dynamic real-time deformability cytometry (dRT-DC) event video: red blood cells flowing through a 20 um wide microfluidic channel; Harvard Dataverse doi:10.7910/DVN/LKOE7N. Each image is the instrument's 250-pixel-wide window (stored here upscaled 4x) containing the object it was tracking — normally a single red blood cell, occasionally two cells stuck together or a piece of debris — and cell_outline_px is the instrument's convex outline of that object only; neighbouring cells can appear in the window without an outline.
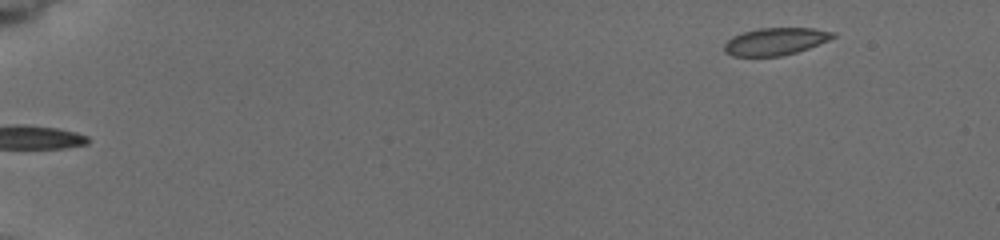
{"species": "common noctule bat (a hibernating species)", "species_latin": "Nyctalus noctula", "temperature_condition": "cold", "stored_images_in_passage": 5, "camera_frame_rate_fps": 3000, "um_per_image_px": 0.085, "animal": {"sex": "female", "body_mass_g": 19.5, "forearm_length_mm": 54.1}, "frame": {"image": 1, "passage_image": 5, "time_ms": 3.667, "image_size_px": [1000, 240], "cell_outline_px": [[836, 36], [828, 40], [808, 48], [796, 52], [780, 56], [732, 56], [724, 52], [724, 44], [732, 36], [744, 32], [760, 28], [812, 28], [836, 32]], "centroid_in_image_um": [65.9, 3.52], "position_along_channel_um": 19.1, "area_um2": 17.22}}